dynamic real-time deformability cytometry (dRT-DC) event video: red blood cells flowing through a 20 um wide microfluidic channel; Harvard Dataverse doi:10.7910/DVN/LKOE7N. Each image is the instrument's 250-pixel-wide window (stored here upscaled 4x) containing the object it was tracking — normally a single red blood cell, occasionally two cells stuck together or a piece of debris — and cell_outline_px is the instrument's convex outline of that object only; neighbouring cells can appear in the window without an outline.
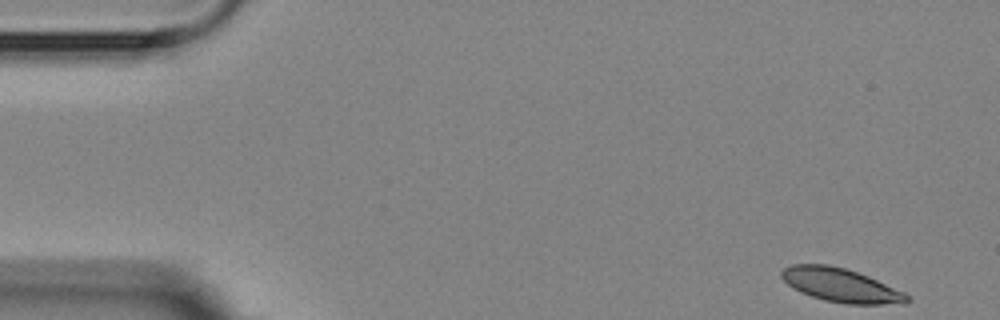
{"species": "Egyptian fruit bat (a non-hibernating species)", "species_latin": "Rousettus aegyptiacus", "temperature_condition": "room temperature", "stored_images_in_passage": 3, "camera_frame_rate_fps": 3000, "um_per_image_px": 0.085, "animal": {"sex": "female"}, "frame": {"image": 1, "passage_image": 1, "time_ms": 0.0, "image_size_px": [1000, 320], "cell_outline_px": [[912, 300], [908, 304], [848, 304], [824, 300], [800, 292], [792, 288], [780, 276], [780, 272], [784, 268], [792, 264], [828, 264], [844, 268], [868, 276], [904, 292]], "centroid_in_image_um": [71.48, 24.25], "position_along_channel_um": 13.5, "area_um2": 24.68}}